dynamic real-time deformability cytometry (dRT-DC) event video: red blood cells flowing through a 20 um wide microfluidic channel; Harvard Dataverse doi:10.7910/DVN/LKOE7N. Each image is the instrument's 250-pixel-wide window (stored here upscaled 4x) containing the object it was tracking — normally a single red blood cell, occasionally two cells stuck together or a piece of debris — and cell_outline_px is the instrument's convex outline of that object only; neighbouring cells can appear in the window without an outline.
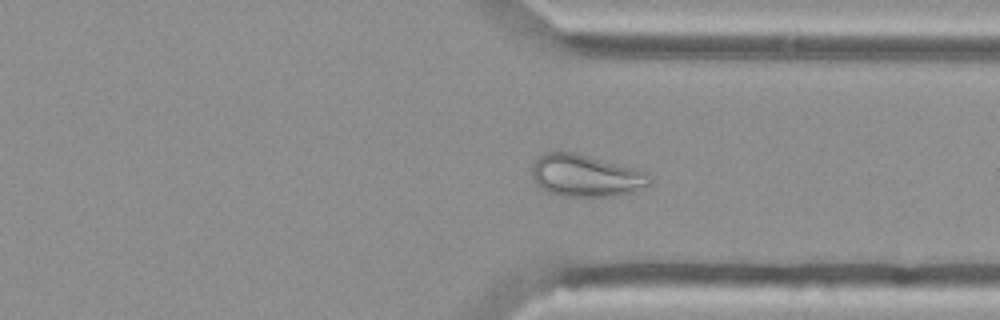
{"species": "Egyptian fruit bat (a non-hibernating species)", "species_latin": "Rousettus aegyptiacus", "temperature_condition": "cold", "stored_images_in_passage": 51, "camera_frame_rate_fps": 3000, "um_per_image_px": 0.085, "animal": {"sex": "female"}, "frame": {"image": 1, "passage_image": 37, "time_ms": 12.0, "image_size_px": [1000, 320], "cell_outline_px": [[648, 184], [632, 192], [616, 196], [560, 196], [548, 192], [540, 188], [532, 180], [532, 164], [544, 152], [572, 152], [636, 168], [644, 172], [648, 176]], "centroid_in_image_um": [49.71, 14.94], "position_along_channel_um": 361.7, "area_um2": 28.61}}
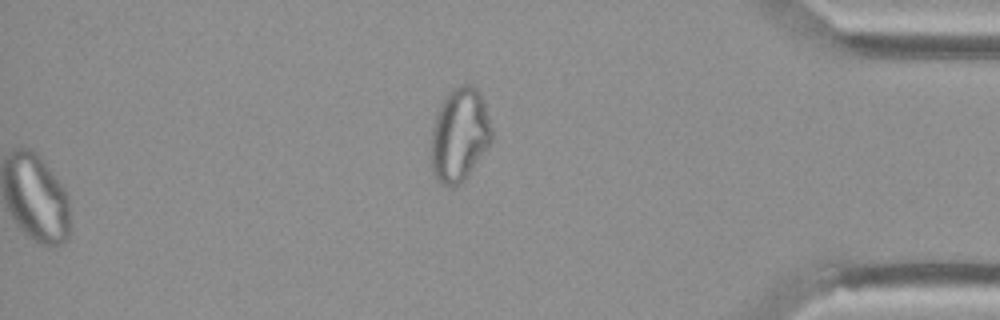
{"frame": {"image": 2, "passage_image": 51, "time_ms": 16.667, "image_size_px": [1000, 320], "cell_outline_px": [[492, 144], [464, 180], [456, 188], [448, 188], [432, 172], [432, 128], [440, 104], [448, 92], [452, 88], [460, 84], [472, 84], [476, 88], [484, 104], [492, 128]], "centroid_in_image_um": [39.08, 11.47], "position_along_channel_um": 396.1, "area_um2": 33.12}}